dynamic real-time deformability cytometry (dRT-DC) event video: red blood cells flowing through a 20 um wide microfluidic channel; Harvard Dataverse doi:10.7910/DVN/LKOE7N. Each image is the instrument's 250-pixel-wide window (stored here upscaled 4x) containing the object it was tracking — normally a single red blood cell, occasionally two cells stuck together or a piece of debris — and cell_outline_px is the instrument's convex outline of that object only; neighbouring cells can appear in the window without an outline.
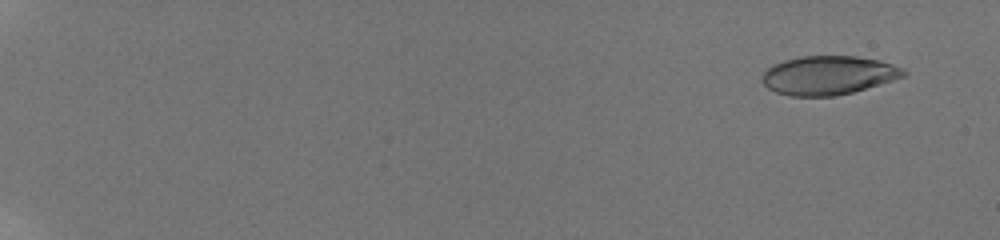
{"species": "human", "species_latin": "Homo sapiens", "temperature_condition": "room temperature", "stored_images_in_passage": 15, "camera_frame_rate_fps": 3000, "um_per_image_px": 0.085, "donor": {"sex": "male"}, "frame": {"image": 1, "passage_image": 3, "time_ms": 0.667, "image_size_px": [1000, 240], "cell_outline_px": [[908, 76], [852, 92], [836, 96], [792, 96], [776, 92], [768, 88], [760, 80], [760, 76], [764, 68], [772, 64], [784, 60], [804, 56], [856, 56], [880, 60], [904, 68], [908, 72]], "centroid_in_image_um": [70.4, 6.39], "position_along_channel_um": 14.6, "area_um2": 32.43}}
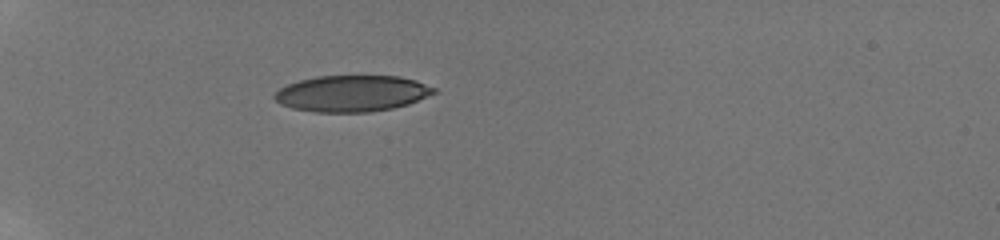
{"frame": {"image": 2, "passage_image": 11, "time_ms": 3.333, "image_size_px": [1000, 240], "cell_outline_px": [[440, 92], [408, 104], [392, 108], [368, 112], [316, 112], [292, 108], [280, 104], [272, 96], [280, 88], [288, 84], [300, 80], [316, 76], [400, 76], [416, 80], [436, 88]], "centroid_in_image_um": [29.95, 7.94], "position_along_channel_um": 55.1, "area_um2": 33.81}}
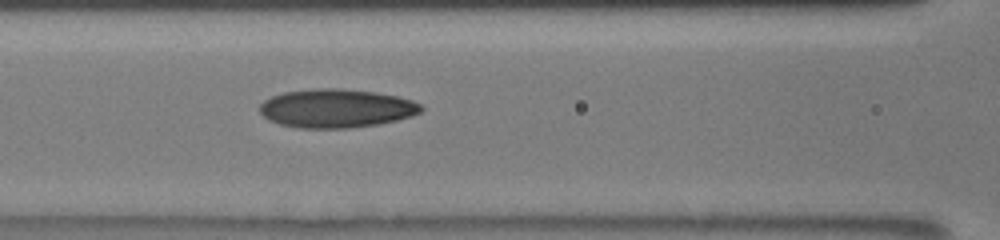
{"frame": {"image": 3, "passage_image": 15, "time_ms": 4.667, "image_size_px": [1000, 240], "cell_outline_px": [[424, 108], [420, 112], [412, 116], [396, 120], [376, 124], [348, 128], [300, 128], [280, 124], [268, 120], [260, 112], [260, 104], [264, 100], [272, 96], [284, 92], [316, 88], [340, 88], [376, 92], [396, 96], [412, 100], [420, 104]], "centroid_in_image_um": [28.58, 9.2], "position_along_channel_um": 138.0, "area_um2": 36.3}}